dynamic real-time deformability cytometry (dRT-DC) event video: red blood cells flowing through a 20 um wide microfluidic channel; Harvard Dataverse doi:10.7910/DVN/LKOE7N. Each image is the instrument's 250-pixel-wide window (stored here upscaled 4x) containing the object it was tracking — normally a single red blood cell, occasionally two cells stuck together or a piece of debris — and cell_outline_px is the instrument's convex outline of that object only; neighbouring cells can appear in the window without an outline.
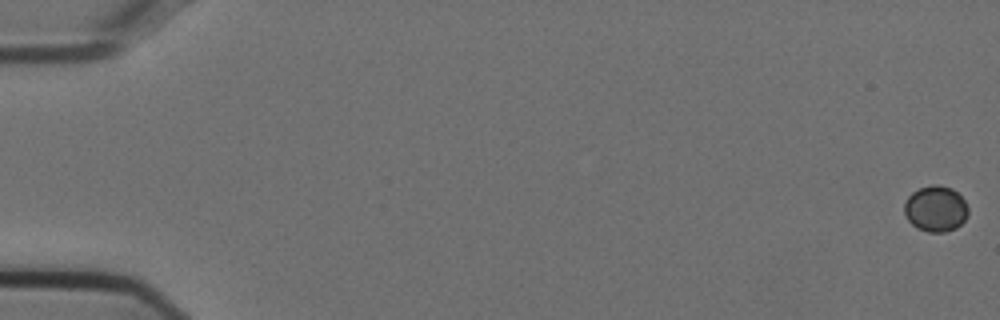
{"species": "Egyptian fruit bat (a non-hibernating species)", "species_latin": "Rousettus aegyptiacus", "temperature_condition": "cold", "stored_images_in_passage": 13, "camera_frame_rate_fps": 3000, "um_per_image_px": 0.085, "animal": {"sex": "female"}, "frame": {"image": 1, "passage_image": 1, "time_ms": 0.0, "image_size_px": [1000, 320], "cell_outline_px": [[968, 216], [956, 228], [944, 232], [928, 232], [916, 228], [908, 220], [904, 212], [904, 204], [908, 196], [912, 192], [920, 188], [932, 184], [936, 184], [952, 188], [964, 200], [968, 208]], "centroid_in_image_um": [79.52, 17.74], "position_along_channel_um": 5.5, "area_um2": 17.11}}